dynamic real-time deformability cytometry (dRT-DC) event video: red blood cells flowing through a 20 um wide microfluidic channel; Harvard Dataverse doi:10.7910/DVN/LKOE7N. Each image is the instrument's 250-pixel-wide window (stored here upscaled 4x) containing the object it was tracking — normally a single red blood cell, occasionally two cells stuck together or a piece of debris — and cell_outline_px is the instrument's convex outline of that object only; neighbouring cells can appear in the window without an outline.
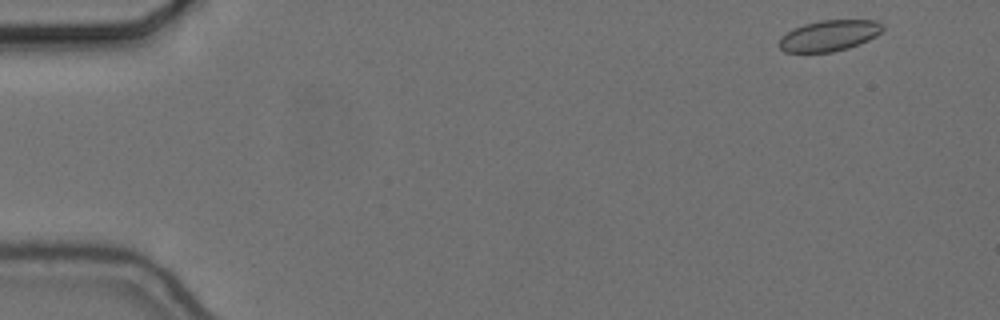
{"species": "common noctule bat (a hibernating species)", "species_latin": "Nyctalus noctula", "temperature_condition": "cold", "stored_images_in_passage": 54, "camera_frame_rate_fps": 3000, "um_per_image_px": 0.085, "animal": {"sex": "female", "body_mass_g": 24.6, "forearm_length_mm": 56.2}, "frame": {"image": 1, "passage_image": 2, "time_ms": 0.333, "image_size_px": [1000, 320], "cell_outline_px": [[884, 28], [876, 36], [868, 40], [848, 48], [832, 52], [784, 52], [780, 48], [780, 36], [792, 28], [804, 24], [820, 20], [876, 20], [884, 24]], "centroid_in_image_um": [70.48, 3.02], "position_along_channel_um": 14.5, "area_um2": 18.73}}
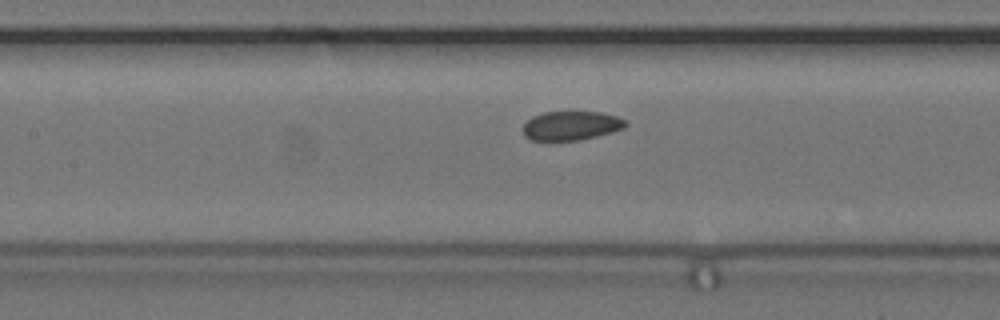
{"frame": {"image": 2, "passage_image": 24, "time_ms": 7.667, "image_size_px": [1000, 320], "cell_outline_px": [[628, 124], [624, 128], [612, 132], [580, 140], [532, 140], [524, 136], [524, 124], [532, 116], [544, 112], [600, 112], [616, 116], [624, 120]], "centroid_in_image_um": [48.55, 10.68], "position_along_channel_um": 158.9, "area_um2": 17.22}}
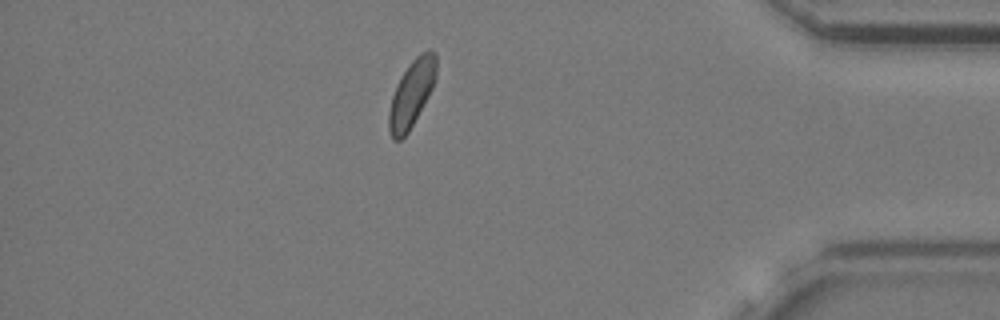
{"frame": {"image": 3, "passage_image": 47, "time_ms": 15.333, "image_size_px": [1000, 320], "cell_outline_px": [[436, 80], [428, 96], [408, 132], [400, 140], [392, 140], [388, 132], [388, 112], [392, 96], [396, 84], [400, 76], [408, 64], [420, 52], [428, 48], [436, 52]], "centroid_in_image_um": [34.97, 7.92], "position_along_channel_um": 400.2, "area_um2": 18.67}, "authors_computed_cell_mechanics": {"area_um2": 18.5827, "velocity_mm_per_s": 3.6422, "shape_relaxation_time_tau1_ms": null, "shape_relaxation_time_tau2_ms": 1.6878, "deformation_change_tau1": null, "deformation_change_tau2": 0.0501}}